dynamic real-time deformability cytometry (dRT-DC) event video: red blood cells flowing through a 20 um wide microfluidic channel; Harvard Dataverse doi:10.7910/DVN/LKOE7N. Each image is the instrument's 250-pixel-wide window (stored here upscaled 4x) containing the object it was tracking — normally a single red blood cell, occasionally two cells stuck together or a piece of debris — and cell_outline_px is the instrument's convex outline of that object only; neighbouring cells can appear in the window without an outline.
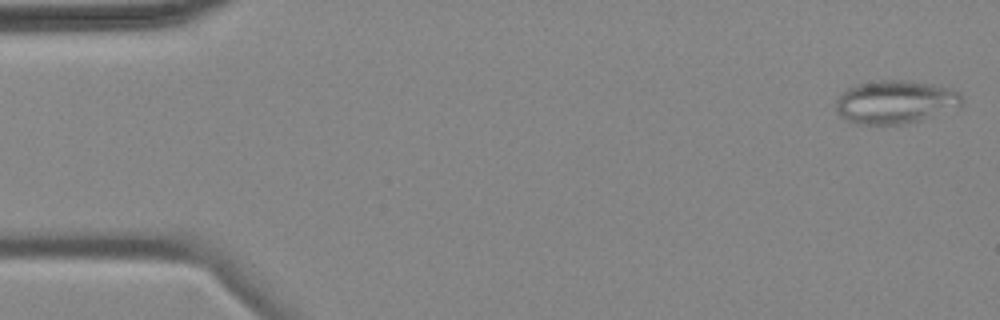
{"species": "common noctule bat (a hibernating species)", "species_latin": "Nyctalus noctula", "temperature_condition": "cold", "stored_images_in_passage": 4, "camera_frame_rate_fps": 3000, "um_per_image_px": 0.085, "animal": {"sex": "female", "body_mass_g": 18.4}, "frame": {"image": 1, "passage_image": 1, "time_ms": 0.0, "image_size_px": [1000, 320], "cell_outline_px": [[964, 100], [960, 108], [920, 120], [904, 124], [856, 124], [840, 116], [836, 112], [836, 100], [840, 92], [856, 84], [880, 80], [908, 80], [932, 84], [948, 88], [960, 92]], "centroid_in_image_um": [76.12, 8.67], "position_along_channel_um": 8.9, "area_um2": 32.14}}